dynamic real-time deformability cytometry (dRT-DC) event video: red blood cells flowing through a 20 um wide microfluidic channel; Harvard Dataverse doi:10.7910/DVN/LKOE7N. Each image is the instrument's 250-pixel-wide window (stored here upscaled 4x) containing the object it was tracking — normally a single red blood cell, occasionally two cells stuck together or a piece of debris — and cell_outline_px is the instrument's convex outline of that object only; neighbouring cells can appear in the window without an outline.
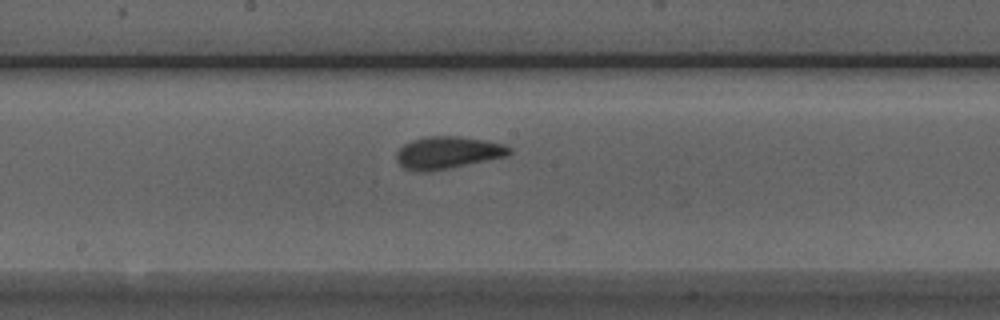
{"species": "Egyptian fruit bat (a non-hibernating species)", "species_latin": "Rousettus aegyptiacus", "temperature_condition": "room temperature", "stored_images_in_passage": 21, "camera_frame_rate_fps": 3000, "um_per_image_px": 0.085, "animal": {"sex": "male"}, "frame": {"image": 1, "passage_image": 12, "time_ms": 3.667, "image_size_px": [1000, 320], "cell_outline_px": [[512, 152], [508, 156], [428, 172], [412, 172], [404, 168], [396, 160], [396, 152], [404, 144], [412, 140], [424, 136], [456, 136], [488, 140], [504, 144], [512, 148]], "centroid_in_image_um": [38.05, 12.97], "position_along_channel_um": 210.1, "area_um2": 21.5}}
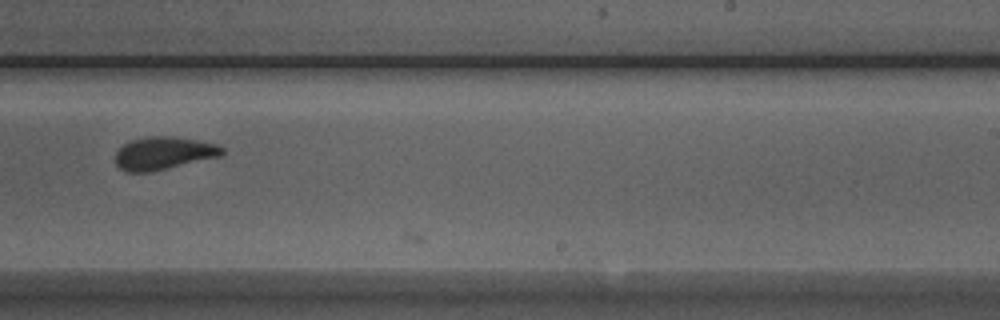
{"frame": {"image": 2, "passage_image": 17, "time_ms": 5.333, "image_size_px": [1000, 320], "cell_outline_px": [[224, 152], [220, 156], [152, 172], [124, 172], [116, 164], [116, 152], [128, 140], [152, 136], [172, 136], [196, 140], [216, 144], [224, 148]], "centroid_in_image_um": [13.88, 13.03], "position_along_channel_um": 275.1, "area_um2": 20.4}}
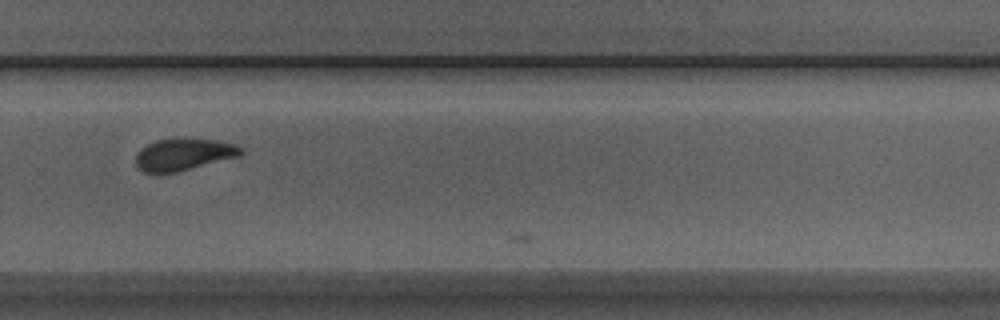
{"frame": {"image": 3, "passage_image": 20, "time_ms": 6.333, "image_size_px": [1000, 320], "cell_outline_px": [[244, 152], [240, 156], [176, 172], [144, 172], [136, 164], [136, 152], [140, 148], [156, 140], [216, 140], [236, 144], [244, 148]], "centroid_in_image_um": [15.64, 13.14], "position_along_channel_um": 314.2, "area_um2": 19.13}}